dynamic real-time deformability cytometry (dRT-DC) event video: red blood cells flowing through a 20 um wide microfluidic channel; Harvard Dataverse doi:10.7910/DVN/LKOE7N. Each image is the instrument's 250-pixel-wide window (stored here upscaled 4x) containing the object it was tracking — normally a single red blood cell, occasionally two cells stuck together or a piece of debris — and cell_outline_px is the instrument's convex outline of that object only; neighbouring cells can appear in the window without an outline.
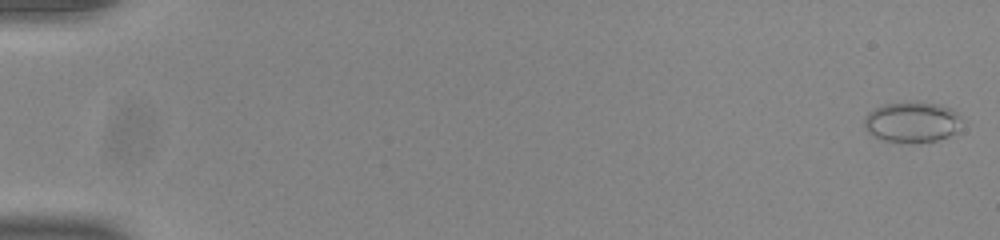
{"species": "common noctule bat (a hibernating species)", "species_latin": "Nyctalus noctula", "temperature_condition": "room temperature", "stored_images_in_passage": 54, "camera_frame_rate_fps": 3000, "um_per_image_px": 0.085, "animal": {"sex": "male", "body_mass_g": 20.0, "forearm_length_mm": 53.3}, "frame": {"image": 1, "passage_image": 1, "time_ms": 0.0, "image_size_px": [1000, 240], "cell_outline_px": [[960, 116], [956, 132], [948, 136], [936, 140], [884, 140], [872, 136], [868, 132], [864, 124], [864, 116], [868, 112], [884, 104], [916, 100], [940, 104], [952, 108]], "centroid_in_image_um": [77.5, 10.3], "position_along_channel_um": 7.5, "area_um2": 22.72}}
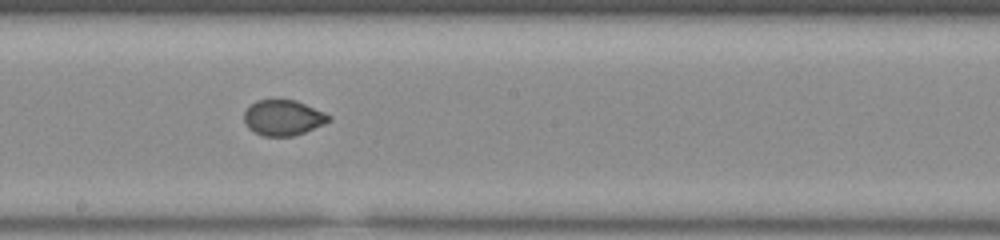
{"frame": {"image": 2, "passage_image": 31, "time_ms": 10.0, "image_size_px": [1000, 240], "cell_outline_px": [[332, 120], [324, 124], [304, 132], [292, 136], [264, 136], [248, 128], [244, 124], [244, 112], [256, 100], [296, 100], [324, 112], [332, 116]], "centroid_in_image_um": [24.08, 10.0], "position_along_channel_um": 224.1, "area_um2": 17.46}}
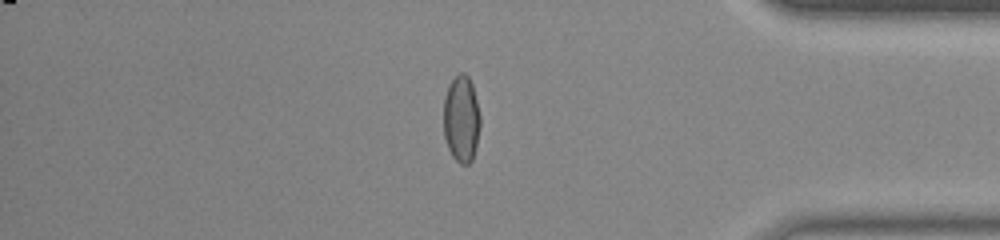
{"frame": {"image": 3, "passage_image": 46, "time_ms": 15.0, "image_size_px": [1000, 240], "cell_outline_px": [[480, 124], [476, 144], [472, 160], [468, 164], [460, 164], [452, 156], [448, 148], [444, 136], [444, 96], [448, 84], [460, 72], [464, 72], [468, 76], [472, 84], [480, 116]], "centroid_in_image_um": [39.2, 10.09], "position_along_channel_um": 396.0, "area_um2": 18.5}}